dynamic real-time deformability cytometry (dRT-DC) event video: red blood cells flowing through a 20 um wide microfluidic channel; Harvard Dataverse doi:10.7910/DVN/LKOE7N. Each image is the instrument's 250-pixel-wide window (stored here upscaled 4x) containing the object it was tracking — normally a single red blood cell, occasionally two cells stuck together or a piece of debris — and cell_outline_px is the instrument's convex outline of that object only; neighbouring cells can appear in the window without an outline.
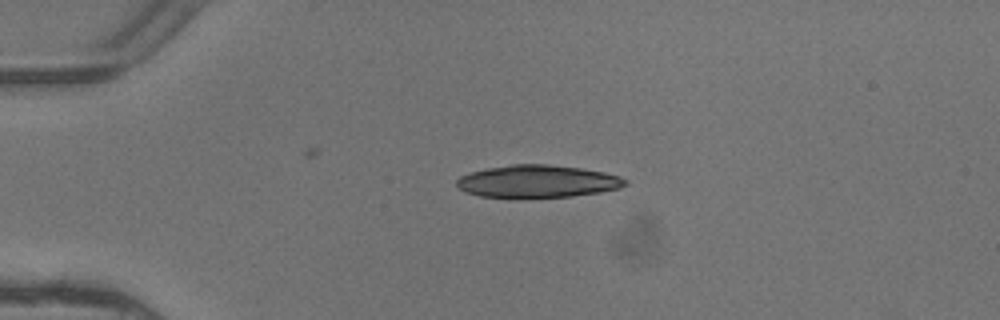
{"species": "common noctule bat (a hibernating species)", "species_latin": "Nyctalus noctula", "temperature_condition": "warm", "stored_images_in_passage": 3, "camera_frame_rate_fps": 3000, "um_per_image_px": 0.085, "animal": {"sex": "female"}, "frame": {"image": 1, "passage_image": 1, "time_ms": 0.0, "image_size_px": [1000, 320], "cell_outline_px": [[628, 184], [620, 188], [600, 192], [572, 196], [480, 196], [464, 192], [456, 184], [456, 180], [460, 176], [472, 172], [488, 168], [512, 164], [548, 164], [580, 168], [604, 172], [620, 176], [628, 180]], "centroid_in_image_um": [45.73, 15.39], "position_along_channel_um": 39.3, "area_um2": 31.44}}